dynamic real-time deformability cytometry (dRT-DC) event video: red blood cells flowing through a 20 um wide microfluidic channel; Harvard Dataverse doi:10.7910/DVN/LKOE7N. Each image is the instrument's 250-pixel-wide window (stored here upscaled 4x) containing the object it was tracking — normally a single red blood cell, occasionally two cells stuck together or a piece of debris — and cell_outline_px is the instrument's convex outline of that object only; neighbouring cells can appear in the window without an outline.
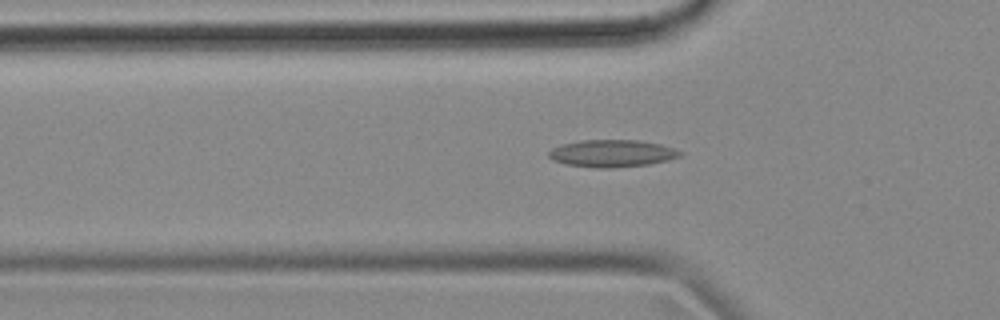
{"species": "common noctule bat (a hibernating species)", "species_latin": "Nyctalus noctula", "temperature_condition": "cold", "stored_images_in_passage": 43, "camera_frame_rate_fps": 3000, "um_per_image_px": 0.085, "animal": {"sex": "female", "body_mass_g": 18.4}, "frame": {"image": 1, "passage_image": 5, "time_ms": 1.333, "image_size_px": [1000, 320], "cell_outline_px": [[684, 152], [680, 156], [668, 160], [648, 164], [612, 168], [596, 168], [564, 164], [552, 160], [548, 156], [548, 152], [552, 148], [560, 144], [580, 140], [640, 140], [660, 144], [676, 148]], "centroid_in_image_um": [52.01, 13.03], "position_along_channel_um": 73.8, "area_um2": 21.1}}
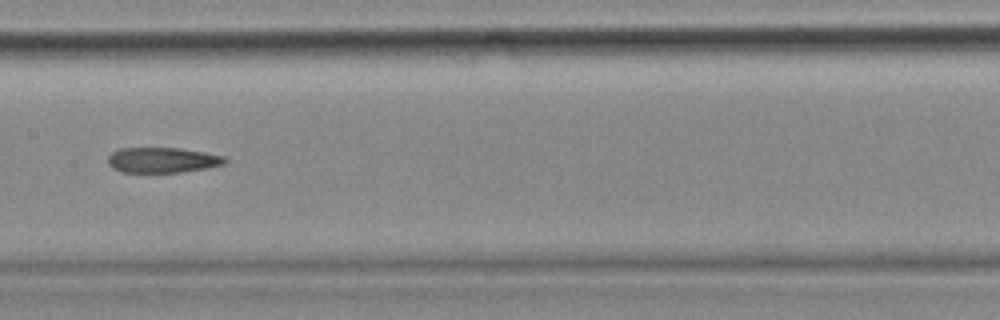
{"frame": {"image": 2, "passage_image": 15, "time_ms": 4.667, "image_size_px": [1000, 320], "cell_outline_px": [[228, 160], [224, 164], [184, 172], [120, 172], [112, 168], [108, 164], [108, 156], [112, 152], [120, 148], [180, 148], [204, 152], [224, 156]], "centroid_in_image_um": [13.78, 13.6], "position_along_channel_um": 193.6, "area_um2": 17.28}}
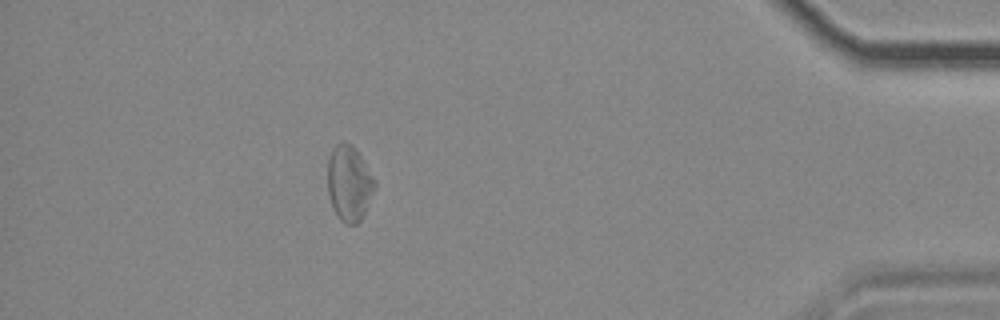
{"frame": {"image": 3, "passage_image": 37, "time_ms": 12.0, "image_size_px": [1000, 320], "cell_outline_px": [[376, 188], [360, 220], [356, 224], [344, 224], [340, 220], [332, 208], [328, 196], [328, 156], [332, 148], [336, 144], [344, 140], [352, 144], [356, 148], [376, 180]], "centroid_in_image_um": [29.67, 15.55], "position_along_channel_um": 405.5, "area_um2": 21.1}, "authors_computed_cell_mechanics": {"area_um2": 19.1896, "velocity_mm_per_s": 3.5971, "shape_relaxation_time_tau1_ms": null, "shape_relaxation_time_tau2_ms": 10.2924, "deformation_change_tau1": null, "deformation_change_tau2": 0.2129}}